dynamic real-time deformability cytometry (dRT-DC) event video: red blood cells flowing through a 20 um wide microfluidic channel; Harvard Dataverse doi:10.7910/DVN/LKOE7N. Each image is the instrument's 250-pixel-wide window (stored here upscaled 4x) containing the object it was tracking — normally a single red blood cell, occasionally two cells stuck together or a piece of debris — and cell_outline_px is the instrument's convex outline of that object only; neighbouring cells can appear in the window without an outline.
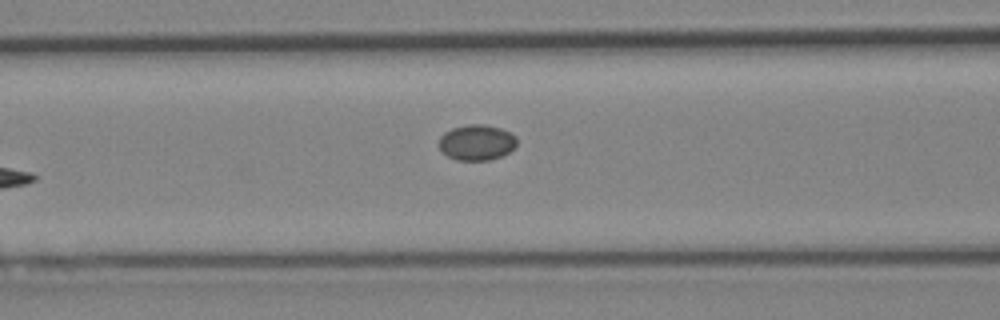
{"species": "Egyptian fruit bat (a non-hibernating species)", "species_latin": "Rousettus aegyptiacus", "temperature_condition": "cold", "stored_images_in_passage": 7, "camera_frame_rate_fps": 3000, "um_per_image_px": 0.085, "animal": {"sex": "female"}, "frame": {"image": 1, "passage_image": 7, "time_ms": 7.0, "image_size_px": [1000, 320], "cell_outline_px": [[516, 148], [500, 156], [488, 160], [456, 160], [448, 156], [440, 148], [440, 136], [444, 132], [452, 128], [468, 124], [484, 124], [500, 128], [512, 132], [516, 136]], "centroid_in_image_um": [40.54, 12.09], "position_along_channel_um": 126.1, "area_um2": 16.18}}